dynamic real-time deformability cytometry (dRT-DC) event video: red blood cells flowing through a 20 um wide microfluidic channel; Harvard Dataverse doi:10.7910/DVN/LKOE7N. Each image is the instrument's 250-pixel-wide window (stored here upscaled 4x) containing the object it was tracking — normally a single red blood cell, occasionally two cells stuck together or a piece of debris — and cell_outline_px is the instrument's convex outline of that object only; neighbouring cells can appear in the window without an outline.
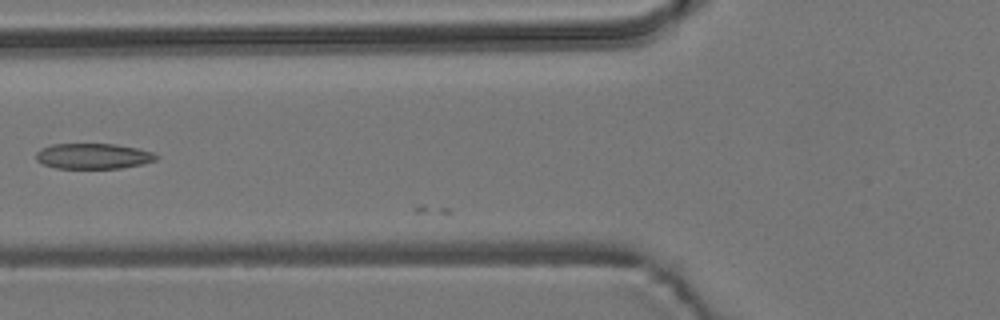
{"species": "common noctule bat (a hibernating species)", "species_latin": "Nyctalus noctula", "temperature_condition": "room temperature", "stored_images_in_passage": 9, "camera_frame_rate_fps": 3000, "um_per_image_px": 0.085, "animal": {"sex": "male", "body_mass_g": 19.2, "forearm_length_mm": 51.8}, "frame": {"image": 1, "passage_image": 5, "time_ms": 1.333, "image_size_px": [1000, 320], "cell_outline_px": [[160, 156], [156, 160], [144, 164], [120, 168], [56, 168], [44, 164], [36, 160], [36, 152], [40, 148], [52, 144], [116, 144], [136, 148], [152, 152]], "centroid_in_image_um": [7.93, 13.27], "position_along_channel_um": 117.9, "area_um2": 17.92}}